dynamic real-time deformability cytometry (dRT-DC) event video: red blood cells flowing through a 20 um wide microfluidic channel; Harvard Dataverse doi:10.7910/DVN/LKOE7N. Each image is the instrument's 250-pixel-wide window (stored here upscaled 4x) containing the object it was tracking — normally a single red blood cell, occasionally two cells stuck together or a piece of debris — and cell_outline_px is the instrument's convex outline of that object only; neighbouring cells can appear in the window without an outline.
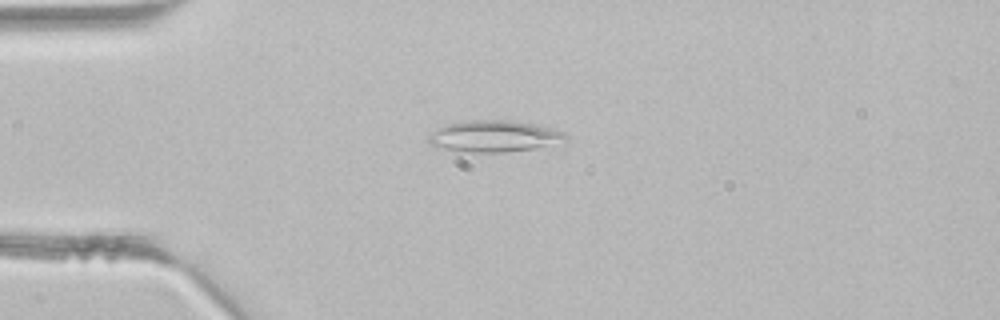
{"species": "common noctule bat (a hibernating species)", "species_latin": "Nyctalus noctula", "temperature_condition": "room temperature", "stored_images_in_passage": 43, "camera_frame_rate_fps": 3000, "um_per_image_px": 0.085, "animal": {"sex": "male", "body_mass_g": 21.5, "forearm_length_mm": 52.0}, "frame": {"image": 1, "passage_image": 10, "time_ms": 3.0, "image_size_px": [1000, 320], "cell_outline_px": [[568, 140], [532, 148], [504, 152], [460, 152], [444, 148], [432, 144], [424, 140], [436, 128], [448, 124], [472, 120], [504, 120], [532, 124], [564, 132], [568, 136]], "centroid_in_image_um": [41.94, 11.58], "position_along_channel_um": 43.1, "area_um2": 24.74}}
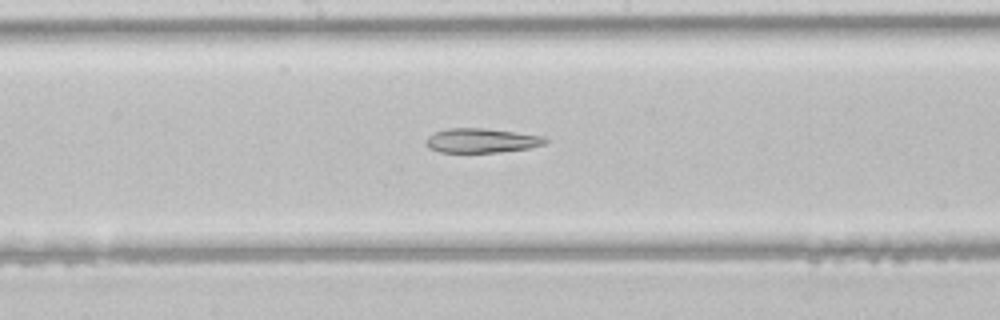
{"frame": {"image": 2, "passage_image": 22, "time_ms": 7.0, "image_size_px": [1000, 320], "cell_outline_px": [[548, 140], [544, 144], [528, 148], [496, 152], [440, 152], [428, 148], [424, 140], [428, 136], [436, 132], [448, 128], [484, 128], [544, 136]], "centroid_in_image_um": [40.89, 11.94], "position_along_channel_um": 207.3, "area_um2": 16.82}}
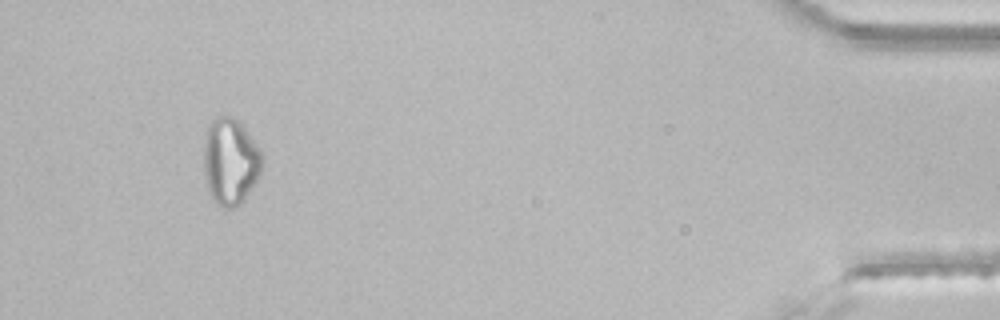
{"frame": {"image": 3, "passage_image": 40, "time_ms": 13.0, "image_size_px": [1000, 320], "cell_outline_px": [[260, 172], [256, 180], [240, 204], [236, 208], [224, 208], [216, 204], [208, 188], [204, 176], [204, 140], [208, 124], [216, 116], [232, 116], [240, 120], [260, 148]], "centroid_in_image_um": [19.55, 13.68], "position_along_channel_um": 415.7, "area_um2": 29.42}}